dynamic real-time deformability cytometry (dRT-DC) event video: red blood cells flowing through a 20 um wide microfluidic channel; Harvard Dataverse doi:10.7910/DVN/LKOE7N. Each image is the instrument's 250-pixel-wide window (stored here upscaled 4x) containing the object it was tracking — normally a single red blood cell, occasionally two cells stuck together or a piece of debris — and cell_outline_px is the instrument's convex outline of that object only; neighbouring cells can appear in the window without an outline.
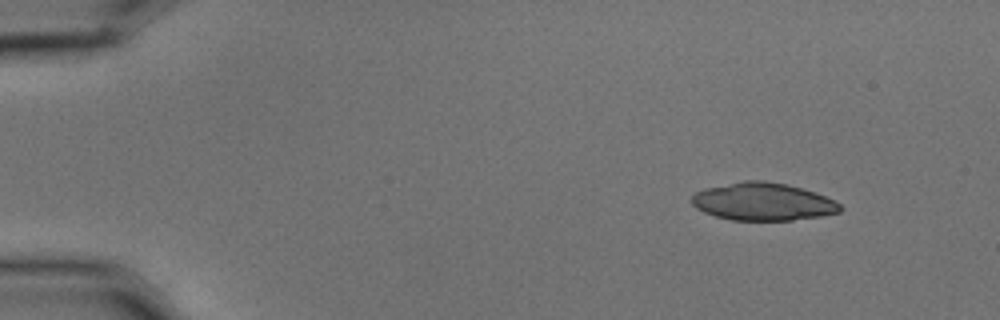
{"species": "common noctule bat (a hibernating species)", "species_latin": "Nyctalus noctula", "temperature_condition": "cold", "stored_images_in_passage": 50, "camera_frame_rate_fps": 3000, "um_per_image_px": 0.085, "animal": {"sex": "male", "body_mass_g": 15.6}, "frame": {"image": 1, "passage_image": 1, "time_ms": 0.0, "image_size_px": [1000, 320], "cell_outline_px": [[840, 212], [820, 216], [792, 220], [732, 220], [716, 216], [704, 212], [696, 208], [692, 204], [692, 196], [696, 192], [704, 188], [744, 180], [764, 180], [788, 184], [816, 192], [836, 200], [840, 204]], "centroid_in_image_um": [64.86, 17.13], "position_along_channel_um": 20.1, "area_um2": 32.71}}